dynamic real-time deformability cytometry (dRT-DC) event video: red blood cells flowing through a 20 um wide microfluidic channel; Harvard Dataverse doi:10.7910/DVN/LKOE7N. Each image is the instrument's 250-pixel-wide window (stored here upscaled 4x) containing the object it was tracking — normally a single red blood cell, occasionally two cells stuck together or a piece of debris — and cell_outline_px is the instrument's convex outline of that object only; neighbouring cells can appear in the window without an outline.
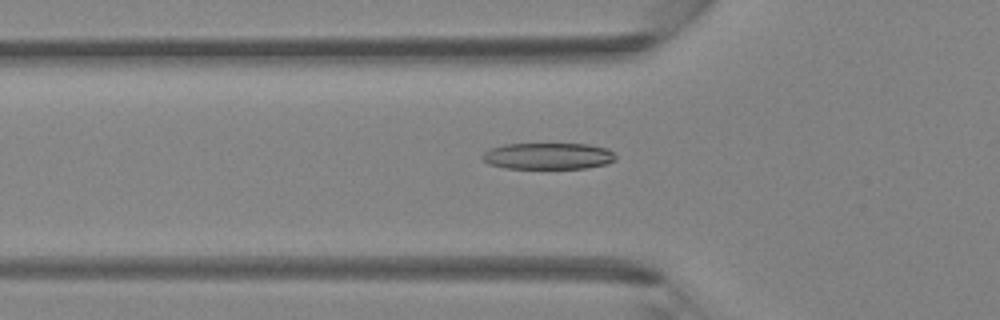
{"species": "Egyptian fruit bat (a non-hibernating species)", "species_latin": "Rousettus aegyptiacus", "temperature_condition": "room temperature", "stored_images_in_passage": 44, "camera_frame_rate_fps": 3000, "um_per_image_px": 0.085, "animal": {"sex": "female"}, "frame": {"image": 1, "passage_image": 15, "time_ms": 4.667, "image_size_px": [1000, 320], "cell_outline_px": [[616, 160], [608, 164], [588, 168], [504, 168], [488, 164], [480, 156], [488, 148], [504, 144], [588, 144], [608, 148], [616, 156]], "centroid_in_image_um": [46.59, 13.26], "position_along_channel_um": 79.2, "area_um2": 20.81}}
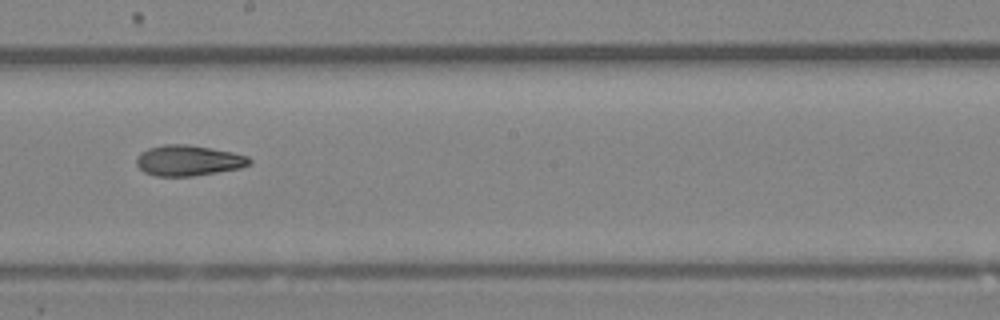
{"frame": {"image": 2, "passage_image": 25, "time_ms": 8.0, "image_size_px": [1000, 320], "cell_outline_px": [[252, 164], [240, 168], [192, 176], [156, 176], [144, 172], [136, 164], [136, 160], [140, 152], [148, 148], [164, 144], [188, 144], [232, 152], [248, 156], [252, 160]], "centroid_in_image_um": [16.01, 13.64], "position_along_channel_um": 232.2, "area_um2": 20.17}}
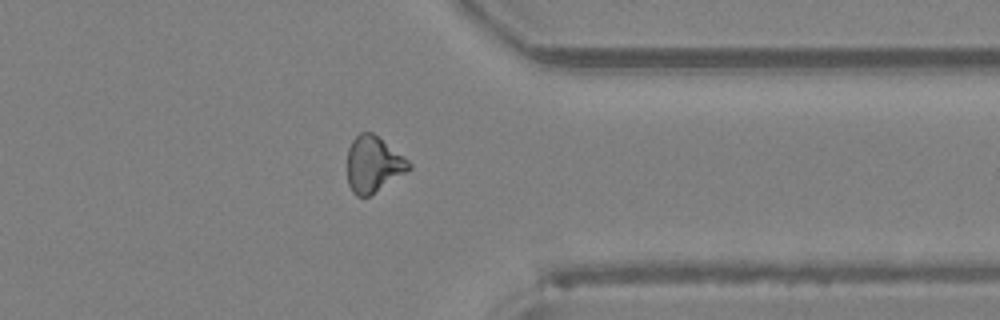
{"frame": {"image": 3, "passage_image": 35, "time_ms": 11.333, "image_size_px": [1000, 320], "cell_outline_px": [[412, 168], [368, 196], [356, 196], [352, 192], [348, 184], [348, 148], [352, 140], [360, 132], [372, 132], [408, 160], [412, 164]], "centroid_in_image_um": [31.71, 13.96], "position_along_channel_um": 379.7, "area_um2": 19.77}}